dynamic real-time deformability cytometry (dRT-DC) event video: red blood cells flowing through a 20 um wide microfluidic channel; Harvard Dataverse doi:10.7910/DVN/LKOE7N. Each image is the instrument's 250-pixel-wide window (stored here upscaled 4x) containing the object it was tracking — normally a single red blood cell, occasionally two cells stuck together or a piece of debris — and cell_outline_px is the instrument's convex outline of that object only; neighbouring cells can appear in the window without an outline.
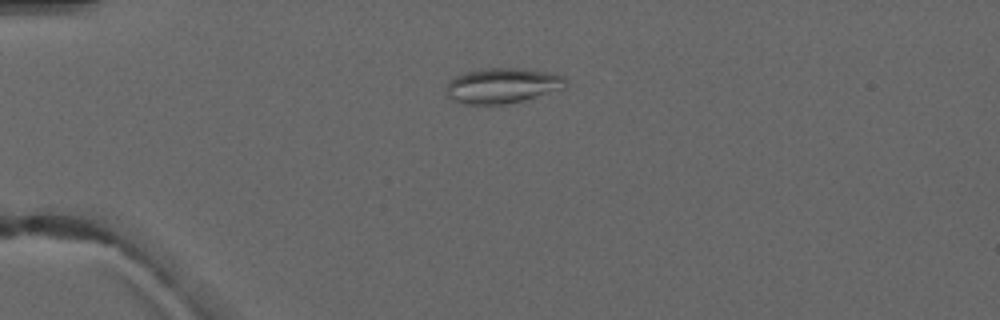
{"species": "common noctule bat (a hibernating species)", "species_latin": "Nyctalus noctula", "temperature_condition": "warm", "stored_images_in_passage": 5, "camera_frame_rate_fps": 3000, "um_per_image_px": 0.085, "animal": {"sex": "male", "forearm_length_mm": 52.5}, "frame": {"image": 1, "passage_image": 4, "time_ms": 3.667, "image_size_px": [1000, 320], "cell_outline_px": [[568, 84], [564, 88], [524, 100], [504, 104], [464, 104], [452, 100], [448, 96], [448, 80], [464, 72], [488, 68], [520, 68], [552, 72], [564, 76]], "centroid_in_image_um": [42.73, 7.27], "position_along_channel_um": 42.3, "area_um2": 24.57}}